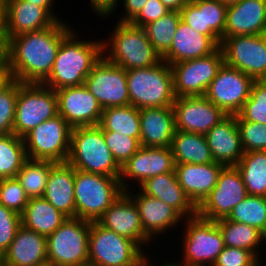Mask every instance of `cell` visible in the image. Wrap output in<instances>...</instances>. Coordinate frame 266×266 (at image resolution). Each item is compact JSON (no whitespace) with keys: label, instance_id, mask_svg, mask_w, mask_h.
Instances as JSON below:
<instances>
[{"label":"cell","instance_id":"obj_1","mask_svg":"<svg viewBox=\"0 0 266 266\" xmlns=\"http://www.w3.org/2000/svg\"><path fill=\"white\" fill-rule=\"evenodd\" d=\"M63 20L7 39V66L14 80L42 83L51 73L62 40L74 29Z\"/></svg>","mask_w":266,"mask_h":266},{"label":"cell","instance_id":"obj_2","mask_svg":"<svg viewBox=\"0 0 266 266\" xmlns=\"http://www.w3.org/2000/svg\"><path fill=\"white\" fill-rule=\"evenodd\" d=\"M74 30L62 40L51 73L42 82L54 91L84 85L93 66L103 56L102 40L82 39Z\"/></svg>","mask_w":266,"mask_h":266},{"label":"cell","instance_id":"obj_3","mask_svg":"<svg viewBox=\"0 0 266 266\" xmlns=\"http://www.w3.org/2000/svg\"><path fill=\"white\" fill-rule=\"evenodd\" d=\"M113 28L112 34L102 40V54L108 62L127 71L151 67L162 61L144 28L118 21Z\"/></svg>","mask_w":266,"mask_h":266},{"label":"cell","instance_id":"obj_4","mask_svg":"<svg viewBox=\"0 0 266 266\" xmlns=\"http://www.w3.org/2000/svg\"><path fill=\"white\" fill-rule=\"evenodd\" d=\"M66 162L76 170L110 177L121 175V166L107 147L103 130L98 125L72 128Z\"/></svg>","mask_w":266,"mask_h":266},{"label":"cell","instance_id":"obj_5","mask_svg":"<svg viewBox=\"0 0 266 266\" xmlns=\"http://www.w3.org/2000/svg\"><path fill=\"white\" fill-rule=\"evenodd\" d=\"M126 73L130 105L138 109L173 106V74L167 62L162 60L154 66Z\"/></svg>","mask_w":266,"mask_h":266},{"label":"cell","instance_id":"obj_6","mask_svg":"<svg viewBox=\"0 0 266 266\" xmlns=\"http://www.w3.org/2000/svg\"><path fill=\"white\" fill-rule=\"evenodd\" d=\"M119 178L75 169L76 217L90 222L97 221L124 193Z\"/></svg>","mask_w":266,"mask_h":266},{"label":"cell","instance_id":"obj_7","mask_svg":"<svg viewBox=\"0 0 266 266\" xmlns=\"http://www.w3.org/2000/svg\"><path fill=\"white\" fill-rule=\"evenodd\" d=\"M183 221V237L180 236L183 259L175 263L179 266H213L225 247L216 221L198 215Z\"/></svg>","mask_w":266,"mask_h":266},{"label":"cell","instance_id":"obj_8","mask_svg":"<svg viewBox=\"0 0 266 266\" xmlns=\"http://www.w3.org/2000/svg\"><path fill=\"white\" fill-rule=\"evenodd\" d=\"M91 222L67 218L47 238V259L55 266H89Z\"/></svg>","mask_w":266,"mask_h":266},{"label":"cell","instance_id":"obj_9","mask_svg":"<svg viewBox=\"0 0 266 266\" xmlns=\"http://www.w3.org/2000/svg\"><path fill=\"white\" fill-rule=\"evenodd\" d=\"M58 115L56 92L42 83L18 81L13 133L24 138L42 122Z\"/></svg>","mask_w":266,"mask_h":266},{"label":"cell","instance_id":"obj_10","mask_svg":"<svg viewBox=\"0 0 266 266\" xmlns=\"http://www.w3.org/2000/svg\"><path fill=\"white\" fill-rule=\"evenodd\" d=\"M147 255L134 241L91 222L89 266H136Z\"/></svg>","mask_w":266,"mask_h":266},{"label":"cell","instance_id":"obj_11","mask_svg":"<svg viewBox=\"0 0 266 266\" xmlns=\"http://www.w3.org/2000/svg\"><path fill=\"white\" fill-rule=\"evenodd\" d=\"M72 127L58 114L42 122L23 139L28 159L67 161L70 151Z\"/></svg>","mask_w":266,"mask_h":266},{"label":"cell","instance_id":"obj_12","mask_svg":"<svg viewBox=\"0 0 266 266\" xmlns=\"http://www.w3.org/2000/svg\"><path fill=\"white\" fill-rule=\"evenodd\" d=\"M223 63L224 56L219 47L208 56L171 64L175 98L204 96Z\"/></svg>","mask_w":266,"mask_h":266},{"label":"cell","instance_id":"obj_13","mask_svg":"<svg viewBox=\"0 0 266 266\" xmlns=\"http://www.w3.org/2000/svg\"><path fill=\"white\" fill-rule=\"evenodd\" d=\"M220 48L225 64L254 80L266 79V34L224 37Z\"/></svg>","mask_w":266,"mask_h":266},{"label":"cell","instance_id":"obj_14","mask_svg":"<svg viewBox=\"0 0 266 266\" xmlns=\"http://www.w3.org/2000/svg\"><path fill=\"white\" fill-rule=\"evenodd\" d=\"M254 81L242 71L223 63L204 96L227 115H237L249 98Z\"/></svg>","mask_w":266,"mask_h":266},{"label":"cell","instance_id":"obj_15","mask_svg":"<svg viewBox=\"0 0 266 266\" xmlns=\"http://www.w3.org/2000/svg\"><path fill=\"white\" fill-rule=\"evenodd\" d=\"M248 196L236 166H224L217 184L197 207V215L209 221L227 218L232 209Z\"/></svg>","mask_w":266,"mask_h":266},{"label":"cell","instance_id":"obj_16","mask_svg":"<svg viewBox=\"0 0 266 266\" xmlns=\"http://www.w3.org/2000/svg\"><path fill=\"white\" fill-rule=\"evenodd\" d=\"M84 85L102 109L130 105L126 70L103 56L93 66Z\"/></svg>","mask_w":266,"mask_h":266},{"label":"cell","instance_id":"obj_17","mask_svg":"<svg viewBox=\"0 0 266 266\" xmlns=\"http://www.w3.org/2000/svg\"><path fill=\"white\" fill-rule=\"evenodd\" d=\"M175 171L174 156L170 147L140 146L137 152L121 167L120 185L124 192L133 182L139 187L145 180L159 174ZM132 183V184H129Z\"/></svg>","mask_w":266,"mask_h":266},{"label":"cell","instance_id":"obj_18","mask_svg":"<svg viewBox=\"0 0 266 266\" xmlns=\"http://www.w3.org/2000/svg\"><path fill=\"white\" fill-rule=\"evenodd\" d=\"M175 129L205 135L228 115L205 96L175 98Z\"/></svg>","mask_w":266,"mask_h":266},{"label":"cell","instance_id":"obj_19","mask_svg":"<svg viewBox=\"0 0 266 266\" xmlns=\"http://www.w3.org/2000/svg\"><path fill=\"white\" fill-rule=\"evenodd\" d=\"M55 92L58 114L72 128L99 124L103 109L85 85L64 87Z\"/></svg>","mask_w":266,"mask_h":266},{"label":"cell","instance_id":"obj_20","mask_svg":"<svg viewBox=\"0 0 266 266\" xmlns=\"http://www.w3.org/2000/svg\"><path fill=\"white\" fill-rule=\"evenodd\" d=\"M97 222L134 241L146 254L148 251L145 248L155 242L143 231L138 207L126 192L109 206Z\"/></svg>","mask_w":266,"mask_h":266},{"label":"cell","instance_id":"obj_21","mask_svg":"<svg viewBox=\"0 0 266 266\" xmlns=\"http://www.w3.org/2000/svg\"><path fill=\"white\" fill-rule=\"evenodd\" d=\"M131 189L126 193L138 207L143 231L153 241L156 242L157 237L160 238L161 235L170 232L172 228L177 229L180 226L178 224L183 222L184 218L165 202L143 194L139 189L136 190V187Z\"/></svg>","mask_w":266,"mask_h":266},{"label":"cell","instance_id":"obj_22","mask_svg":"<svg viewBox=\"0 0 266 266\" xmlns=\"http://www.w3.org/2000/svg\"><path fill=\"white\" fill-rule=\"evenodd\" d=\"M56 21L44 7L25 0H5L6 39L46 29Z\"/></svg>","mask_w":266,"mask_h":266},{"label":"cell","instance_id":"obj_23","mask_svg":"<svg viewBox=\"0 0 266 266\" xmlns=\"http://www.w3.org/2000/svg\"><path fill=\"white\" fill-rule=\"evenodd\" d=\"M266 34V0H240L226 11L224 37Z\"/></svg>","mask_w":266,"mask_h":266},{"label":"cell","instance_id":"obj_24","mask_svg":"<svg viewBox=\"0 0 266 266\" xmlns=\"http://www.w3.org/2000/svg\"><path fill=\"white\" fill-rule=\"evenodd\" d=\"M0 261L2 266H37L48 262L46 236L21 225Z\"/></svg>","mask_w":266,"mask_h":266},{"label":"cell","instance_id":"obj_25","mask_svg":"<svg viewBox=\"0 0 266 266\" xmlns=\"http://www.w3.org/2000/svg\"><path fill=\"white\" fill-rule=\"evenodd\" d=\"M204 136L214 161L224 166H236L245 153L241 144L236 115H228Z\"/></svg>","mask_w":266,"mask_h":266},{"label":"cell","instance_id":"obj_26","mask_svg":"<svg viewBox=\"0 0 266 266\" xmlns=\"http://www.w3.org/2000/svg\"><path fill=\"white\" fill-rule=\"evenodd\" d=\"M138 188L143 194L171 206L184 219L197 216V206L179 185L175 171L147 179Z\"/></svg>","mask_w":266,"mask_h":266},{"label":"cell","instance_id":"obj_27","mask_svg":"<svg viewBox=\"0 0 266 266\" xmlns=\"http://www.w3.org/2000/svg\"><path fill=\"white\" fill-rule=\"evenodd\" d=\"M140 113V146L170 147L175 134L172 106L142 108Z\"/></svg>","mask_w":266,"mask_h":266},{"label":"cell","instance_id":"obj_28","mask_svg":"<svg viewBox=\"0 0 266 266\" xmlns=\"http://www.w3.org/2000/svg\"><path fill=\"white\" fill-rule=\"evenodd\" d=\"M224 165L212 162L207 164L184 163L175 165L179 185L198 207L216 186Z\"/></svg>","mask_w":266,"mask_h":266},{"label":"cell","instance_id":"obj_29","mask_svg":"<svg viewBox=\"0 0 266 266\" xmlns=\"http://www.w3.org/2000/svg\"><path fill=\"white\" fill-rule=\"evenodd\" d=\"M219 46L207 35L193 30L182 20L179 22L170 49L162 56L169 65L201 58L216 51Z\"/></svg>","mask_w":266,"mask_h":266},{"label":"cell","instance_id":"obj_30","mask_svg":"<svg viewBox=\"0 0 266 266\" xmlns=\"http://www.w3.org/2000/svg\"><path fill=\"white\" fill-rule=\"evenodd\" d=\"M74 176L75 169L70 164L56 163L50 170L43 195L67 218L76 217Z\"/></svg>","mask_w":266,"mask_h":266},{"label":"cell","instance_id":"obj_31","mask_svg":"<svg viewBox=\"0 0 266 266\" xmlns=\"http://www.w3.org/2000/svg\"><path fill=\"white\" fill-rule=\"evenodd\" d=\"M66 219L44 197L30 198L21 214L22 226L46 237L55 232Z\"/></svg>","mask_w":266,"mask_h":266},{"label":"cell","instance_id":"obj_32","mask_svg":"<svg viewBox=\"0 0 266 266\" xmlns=\"http://www.w3.org/2000/svg\"><path fill=\"white\" fill-rule=\"evenodd\" d=\"M170 148L175 165L184 163L201 165L215 162L203 134L176 130Z\"/></svg>","mask_w":266,"mask_h":266},{"label":"cell","instance_id":"obj_33","mask_svg":"<svg viewBox=\"0 0 266 266\" xmlns=\"http://www.w3.org/2000/svg\"><path fill=\"white\" fill-rule=\"evenodd\" d=\"M216 224L221 231L226 247L247 249L262 262L263 256L260 247H263L265 244L261 231L253 226L233 222L226 218L217 220Z\"/></svg>","mask_w":266,"mask_h":266},{"label":"cell","instance_id":"obj_34","mask_svg":"<svg viewBox=\"0 0 266 266\" xmlns=\"http://www.w3.org/2000/svg\"><path fill=\"white\" fill-rule=\"evenodd\" d=\"M98 126L103 131L118 132L140 142V113L133 105L104 108Z\"/></svg>","mask_w":266,"mask_h":266},{"label":"cell","instance_id":"obj_35","mask_svg":"<svg viewBox=\"0 0 266 266\" xmlns=\"http://www.w3.org/2000/svg\"><path fill=\"white\" fill-rule=\"evenodd\" d=\"M236 168L248 195L266 197V151L245 152Z\"/></svg>","mask_w":266,"mask_h":266},{"label":"cell","instance_id":"obj_36","mask_svg":"<svg viewBox=\"0 0 266 266\" xmlns=\"http://www.w3.org/2000/svg\"><path fill=\"white\" fill-rule=\"evenodd\" d=\"M55 162L27 159L16 175L26 195L30 198L43 197L47 178Z\"/></svg>","mask_w":266,"mask_h":266},{"label":"cell","instance_id":"obj_37","mask_svg":"<svg viewBox=\"0 0 266 266\" xmlns=\"http://www.w3.org/2000/svg\"><path fill=\"white\" fill-rule=\"evenodd\" d=\"M24 139L14 133L0 136V176L15 178L27 160Z\"/></svg>","mask_w":266,"mask_h":266},{"label":"cell","instance_id":"obj_38","mask_svg":"<svg viewBox=\"0 0 266 266\" xmlns=\"http://www.w3.org/2000/svg\"><path fill=\"white\" fill-rule=\"evenodd\" d=\"M180 21V11L170 10L158 20L143 27L147 38L161 57L170 49Z\"/></svg>","mask_w":266,"mask_h":266},{"label":"cell","instance_id":"obj_39","mask_svg":"<svg viewBox=\"0 0 266 266\" xmlns=\"http://www.w3.org/2000/svg\"><path fill=\"white\" fill-rule=\"evenodd\" d=\"M226 219L253 226L263 233L266 228V197L248 195Z\"/></svg>","mask_w":266,"mask_h":266},{"label":"cell","instance_id":"obj_40","mask_svg":"<svg viewBox=\"0 0 266 266\" xmlns=\"http://www.w3.org/2000/svg\"><path fill=\"white\" fill-rule=\"evenodd\" d=\"M236 121L266 125V79L254 81L250 96L236 115Z\"/></svg>","mask_w":266,"mask_h":266},{"label":"cell","instance_id":"obj_41","mask_svg":"<svg viewBox=\"0 0 266 266\" xmlns=\"http://www.w3.org/2000/svg\"><path fill=\"white\" fill-rule=\"evenodd\" d=\"M227 5L219 0H203L204 35L219 47L224 38Z\"/></svg>","mask_w":266,"mask_h":266},{"label":"cell","instance_id":"obj_42","mask_svg":"<svg viewBox=\"0 0 266 266\" xmlns=\"http://www.w3.org/2000/svg\"><path fill=\"white\" fill-rule=\"evenodd\" d=\"M103 136L105 138L107 147L121 167L140 148V143L136 138H132L118 132L103 131Z\"/></svg>","mask_w":266,"mask_h":266},{"label":"cell","instance_id":"obj_43","mask_svg":"<svg viewBox=\"0 0 266 266\" xmlns=\"http://www.w3.org/2000/svg\"><path fill=\"white\" fill-rule=\"evenodd\" d=\"M29 197L17 178H3L0 181V204L20 215L24 212Z\"/></svg>","mask_w":266,"mask_h":266},{"label":"cell","instance_id":"obj_44","mask_svg":"<svg viewBox=\"0 0 266 266\" xmlns=\"http://www.w3.org/2000/svg\"><path fill=\"white\" fill-rule=\"evenodd\" d=\"M17 95L16 80L0 93V136L13 133Z\"/></svg>","mask_w":266,"mask_h":266},{"label":"cell","instance_id":"obj_45","mask_svg":"<svg viewBox=\"0 0 266 266\" xmlns=\"http://www.w3.org/2000/svg\"><path fill=\"white\" fill-rule=\"evenodd\" d=\"M244 152L266 151V125L249 121H237Z\"/></svg>","mask_w":266,"mask_h":266},{"label":"cell","instance_id":"obj_46","mask_svg":"<svg viewBox=\"0 0 266 266\" xmlns=\"http://www.w3.org/2000/svg\"><path fill=\"white\" fill-rule=\"evenodd\" d=\"M21 225V215L0 204V257L14 240Z\"/></svg>","mask_w":266,"mask_h":266},{"label":"cell","instance_id":"obj_47","mask_svg":"<svg viewBox=\"0 0 266 266\" xmlns=\"http://www.w3.org/2000/svg\"><path fill=\"white\" fill-rule=\"evenodd\" d=\"M260 263L247 249L225 246L213 266H258Z\"/></svg>","mask_w":266,"mask_h":266},{"label":"cell","instance_id":"obj_48","mask_svg":"<svg viewBox=\"0 0 266 266\" xmlns=\"http://www.w3.org/2000/svg\"><path fill=\"white\" fill-rule=\"evenodd\" d=\"M169 11L160 0H148L139 14L130 23L143 28L148 23L158 20Z\"/></svg>","mask_w":266,"mask_h":266},{"label":"cell","instance_id":"obj_49","mask_svg":"<svg viewBox=\"0 0 266 266\" xmlns=\"http://www.w3.org/2000/svg\"><path fill=\"white\" fill-rule=\"evenodd\" d=\"M181 20L193 30L204 34L203 0L188 2L181 10Z\"/></svg>","mask_w":266,"mask_h":266},{"label":"cell","instance_id":"obj_50","mask_svg":"<svg viewBox=\"0 0 266 266\" xmlns=\"http://www.w3.org/2000/svg\"><path fill=\"white\" fill-rule=\"evenodd\" d=\"M121 0H89L90 9L92 8V13L98 17L100 20L104 18H110L113 13L118 9ZM117 8V9H116Z\"/></svg>","mask_w":266,"mask_h":266},{"label":"cell","instance_id":"obj_51","mask_svg":"<svg viewBox=\"0 0 266 266\" xmlns=\"http://www.w3.org/2000/svg\"><path fill=\"white\" fill-rule=\"evenodd\" d=\"M148 0H122L120 1L123 16H118V22H131L142 10ZM123 7V8H122ZM124 10V11H123Z\"/></svg>","mask_w":266,"mask_h":266},{"label":"cell","instance_id":"obj_52","mask_svg":"<svg viewBox=\"0 0 266 266\" xmlns=\"http://www.w3.org/2000/svg\"><path fill=\"white\" fill-rule=\"evenodd\" d=\"M29 3H33L34 5H38L40 7H44L56 20H63V17H58L60 15L56 14L53 8V4L55 0H25ZM55 12V13H54Z\"/></svg>","mask_w":266,"mask_h":266},{"label":"cell","instance_id":"obj_53","mask_svg":"<svg viewBox=\"0 0 266 266\" xmlns=\"http://www.w3.org/2000/svg\"><path fill=\"white\" fill-rule=\"evenodd\" d=\"M14 81L13 75L8 66L0 70V93Z\"/></svg>","mask_w":266,"mask_h":266},{"label":"cell","instance_id":"obj_54","mask_svg":"<svg viewBox=\"0 0 266 266\" xmlns=\"http://www.w3.org/2000/svg\"><path fill=\"white\" fill-rule=\"evenodd\" d=\"M7 66V39L0 33V70Z\"/></svg>","mask_w":266,"mask_h":266},{"label":"cell","instance_id":"obj_55","mask_svg":"<svg viewBox=\"0 0 266 266\" xmlns=\"http://www.w3.org/2000/svg\"><path fill=\"white\" fill-rule=\"evenodd\" d=\"M169 10L180 11L189 0H160Z\"/></svg>","mask_w":266,"mask_h":266},{"label":"cell","instance_id":"obj_56","mask_svg":"<svg viewBox=\"0 0 266 266\" xmlns=\"http://www.w3.org/2000/svg\"><path fill=\"white\" fill-rule=\"evenodd\" d=\"M0 33L5 34V0H0Z\"/></svg>","mask_w":266,"mask_h":266},{"label":"cell","instance_id":"obj_57","mask_svg":"<svg viewBox=\"0 0 266 266\" xmlns=\"http://www.w3.org/2000/svg\"><path fill=\"white\" fill-rule=\"evenodd\" d=\"M151 256L148 254L144 259H142L136 266H158L157 264H152Z\"/></svg>","mask_w":266,"mask_h":266},{"label":"cell","instance_id":"obj_58","mask_svg":"<svg viewBox=\"0 0 266 266\" xmlns=\"http://www.w3.org/2000/svg\"><path fill=\"white\" fill-rule=\"evenodd\" d=\"M221 3H224L225 5L229 6L232 4H235L237 2H239L240 0H219Z\"/></svg>","mask_w":266,"mask_h":266},{"label":"cell","instance_id":"obj_59","mask_svg":"<svg viewBox=\"0 0 266 266\" xmlns=\"http://www.w3.org/2000/svg\"><path fill=\"white\" fill-rule=\"evenodd\" d=\"M159 266H179V265H177L176 263H175V261H171V262H169V260L167 259V261L164 263V261H163V263L161 264V265H159Z\"/></svg>","mask_w":266,"mask_h":266},{"label":"cell","instance_id":"obj_60","mask_svg":"<svg viewBox=\"0 0 266 266\" xmlns=\"http://www.w3.org/2000/svg\"><path fill=\"white\" fill-rule=\"evenodd\" d=\"M262 237H263L264 244H266V228L264 232L262 233Z\"/></svg>","mask_w":266,"mask_h":266},{"label":"cell","instance_id":"obj_61","mask_svg":"<svg viewBox=\"0 0 266 266\" xmlns=\"http://www.w3.org/2000/svg\"><path fill=\"white\" fill-rule=\"evenodd\" d=\"M37 266H55V265H53V264L50 263V262H46V263H43V264H41V265H37Z\"/></svg>","mask_w":266,"mask_h":266}]
</instances>
